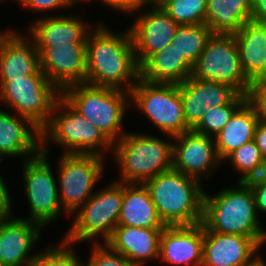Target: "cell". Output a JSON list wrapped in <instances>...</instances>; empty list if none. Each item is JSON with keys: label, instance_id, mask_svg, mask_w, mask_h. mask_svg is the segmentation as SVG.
Returning a JSON list of instances; mask_svg holds the SVG:
<instances>
[{"label": "cell", "instance_id": "obj_1", "mask_svg": "<svg viewBox=\"0 0 266 266\" xmlns=\"http://www.w3.org/2000/svg\"><path fill=\"white\" fill-rule=\"evenodd\" d=\"M97 25L86 39V83L130 92L140 67L129 28L119 33L101 21Z\"/></svg>", "mask_w": 266, "mask_h": 266}, {"label": "cell", "instance_id": "obj_2", "mask_svg": "<svg viewBox=\"0 0 266 266\" xmlns=\"http://www.w3.org/2000/svg\"><path fill=\"white\" fill-rule=\"evenodd\" d=\"M227 187L218 194L204 192L203 220L207 230L253 238L261 247L266 243V230L256 212L254 193L247 182Z\"/></svg>", "mask_w": 266, "mask_h": 266}, {"label": "cell", "instance_id": "obj_3", "mask_svg": "<svg viewBox=\"0 0 266 266\" xmlns=\"http://www.w3.org/2000/svg\"><path fill=\"white\" fill-rule=\"evenodd\" d=\"M165 225H192L203 220V184L175 169L144 183Z\"/></svg>", "mask_w": 266, "mask_h": 266}, {"label": "cell", "instance_id": "obj_4", "mask_svg": "<svg viewBox=\"0 0 266 266\" xmlns=\"http://www.w3.org/2000/svg\"><path fill=\"white\" fill-rule=\"evenodd\" d=\"M64 148V154L111 153L113 143L104 133L80 115L62 96L57 99L48 124L41 130V152L48 154V142ZM54 142V143H53Z\"/></svg>", "mask_w": 266, "mask_h": 266}, {"label": "cell", "instance_id": "obj_5", "mask_svg": "<svg viewBox=\"0 0 266 266\" xmlns=\"http://www.w3.org/2000/svg\"><path fill=\"white\" fill-rule=\"evenodd\" d=\"M112 153L122 183L144 184L173 168V142L153 134L128 131L114 143Z\"/></svg>", "mask_w": 266, "mask_h": 266}, {"label": "cell", "instance_id": "obj_6", "mask_svg": "<svg viewBox=\"0 0 266 266\" xmlns=\"http://www.w3.org/2000/svg\"><path fill=\"white\" fill-rule=\"evenodd\" d=\"M61 96L113 144L126 134L125 131L123 133L122 123L130 106V92L77 83L64 88Z\"/></svg>", "mask_w": 266, "mask_h": 266}, {"label": "cell", "instance_id": "obj_7", "mask_svg": "<svg viewBox=\"0 0 266 266\" xmlns=\"http://www.w3.org/2000/svg\"><path fill=\"white\" fill-rule=\"evenodd\" d=\"M123 192L124 183L116 180L95 191L73 215L75 219L62 239L71 245H76L82 241L98 243L99 237L103 238V243L106 242L117 226Z\"/></svg>", "mask_w": 266, "mask_h": 266}, {"label": "cell", "instance_id": "obj_8", "mask_svg": "<svg viewBox=\"0 0 266 266\" xmlns=\"http://www.w3.org/2000/svg\"><path fill=\"white\" fill-rule=\"evenodd\" d=\"M130 103L171 140L191 130L185 122L178 84L153 83L139 78L130 91Z\"/></svg>", "mask_w": 266, "mask_h": 266}, {"label": "cell", "instance_id": "obj_9", "mask_svg": "<svg viewBox=\"0 0 266 266\" xmlns=\"http://www.w3.org/2000/svg\"><path fill=\"white\" fill-rule=\"evenodd\" d=\"M60 96L61 91L46 76L0 79V102L40 130L48 124Z\"/></svg>", "mask_w": 266, "mask_h": 266}, {"label": "cell", "instance_id": "obj_10", "mask_svg": "<svg viewBox=\"0 0 266 266\" xmlns=\"http://www.w3.org/2000/svg\"><path fill=\"white\" fill-rule=\"evenodd\" d=\"M104 157L95 154H64L59 158L58 197L62 211L71 218L95 193L103 178Z\"/></svg>", "mask_w": 266, "mask_h": 266}, {"label": "cell", "instance_id": "obj_11", "mask_svg": "<svg viewBox=\"0 0 266 266\" xmlns=\"http://www.w3.org/2000/svg\"><path fill=\"white\" fill-rule=\"evenodd\" d=\"M191 76L225 83L247 96L252 83L242 69L233 34H213L193 65Z\"/></svg>", "mask_w": 266, "mask_h": 266}, {"label": "cell", "instance_id": "obj_12", "mask_svg": "<svg viewBox=\"0 0 266 266\" xmlns=\"http://www.w3.org/2000/svg\"><path fill=\"white\" fill-rule=\"evenodd\" d=\"M48 155L40 152L21 162L24 193L30 209V217L23 219L33 221L43 228L51 221L58 220L63 212L58 197L57 180L51 171Z\"/></svg>", "mask_w": 266, "mask_h": 266}, {"label": "cell", "instance_id": "obj_13", "mask_svg": "<svg viewBox=\"0 0 266 266\" xmlns=\"http://www.w3.org/2000/svg\"><path fill=\"white\" fill-rule=\"evenodd\" d=\"M36 47L41 71L60 91L73 84L86 83V43Z\"/></svg>", "mask_w": 266, "mask_h": 266}, {"label": "cell", "instance_id": "obj_14", "mask_svg": "<svg viewBox=\"0 0 266 266\" xmlns=\"http://www.w3.org/2000/svg\"><path fill=\"white\" fill-rule=\"evenodd\" d=\"M173 140V169L186 176L202 183L222 163L216 151L215 140L208 135L191 129L173 136Z\"/></svg>", "mask_w": 266, "mask_h": 266}, {"label": "cell", "instance_id": "obj_15", "mask_svg": "<svg viewBox=\"0 0 266 266\" xmlns=\"http://www.w3.org/2000/svg\"><path fill=\"white\" fill-rule=\"evenodd\" d=\"M260 248L251 237L212 232L204 227L201 266H263Z\"/></svg>", "mask_w": 266, "mask_h": 266}, {"label": "cell", "instance_id": "obj_16", "mask_svg": "<svg viewBox=\"0 0 266 266\" xmlns=\"http://www.w3.org/2000/svg\"><path fill=\"white\" fill-rule=\"evenodd\" d=\"M140 12L130 26L133 47L139 67L152 55L170 45L179 25L163 8Z\"/></svg>", "mask_w": 266, "mask_h": 266}, {"label": "cell", "instance_id": "obj_17", "mask_svg": "<svg viewBox=\"0 0 266 266\" xmlns=\"http://www.w3.org/2000/svg\"><path fill=\"white\" fill-rule=\"evenodd\" d=\"M42 229L33 221L15 218L14 214L0 216V266H31L39 253H29L39 242Z\"/></svg>", "mask_w": 266, "mask_h": 266}, {"label": "cell", "instance_id": "obj_18", "mask_svg": "<svg viewBox=\"0 0 266 266\" xmlns=\"http://www.w3.org/2000/svg\"><path fill=\"white\" fill-rule=\"evenodd\" d=\"M204 225H166L160 236L159 260L172 266H201Z\"/></svg>", "mask_w": 266, "mask_h": 266}, {"label": "cell", "instance_id": "obj_19", "mask_svg": "<svg viewBox=\"0 0 266 266\" xmlns=\"http://www.w3.org/2000/svg\"><path fill=\"white\" fill-rule=\"evenodd\" d=\"M185 122L193 129L211 107L229 104L239 93L225 83L190 76L179 83Z\"/></svg>", "mask_w": 266, "mask_h": 266}, {"label": "cell", "instance_id": "obj_20", "mask_svg": "<svg viewBox=\"0 0 266 266\" xmlns=\"http://www.w3.org/2000/svg\"><path fill=\"white\" fill-rule=\"evenodd\" d=\"M26 76H45L36 43L30 36L9 28L0 33V79Z\"/></svg>", "mask_w": 266, "mask_h": 266}, {"label": "cell", "instance_id": "obj_21", "mask_svg": "<svg viewBox=\"0 0 266 266\" xmlns=\"http://www.w3.org/2000/svg\"><path fill=\"white\" fill-rule=\"evenodd\" d=\"M41 152V130L29 119L0 108V159L32 158Z\"/></svg>", "mask_w": 266, "mask_h": 266}, {"label": "cell", "instance_id": "obj_22", "mask_svg": "<svg viewBox=\"0 0 266 266\" xmlns=\"http://www.w3.org/2000/svg\"><path fill=\"white\" fill-rule=\"evenodd\" d=\"M28 28L27 34L36 43V46H52L55 44L86 43L93 26L73 15L39 16Z\"/></svg>", "mask_w": 266, "mask_h": 266}, {"label": "cell", "instance_id": "obj_23", "mask_svg": "<svg viewBox=\"0 0 266 266\" xmlns=\"http://www.w3.org/2000/svg\"><path fill=\"white\" fill-rule=\"evenodd\" d=\"M162 231L163 229L117 225L105 243L124 255L135 266H144L147 260L159 259Z\"/></svg>", "mask_w": 266, "mask_h": 266}, {"label": "cell", "instance_id": "obj_24", "mask_svg": "<svg viewBox=\"0 0 266 266\" xmlns=\"http://www.w3.org/2000/svg\"><path fill=\"white\" fill-rule=\"evenodd\" d=\"M233 35L246 76L266 79V24L250 20Z\"/></svg>", "mask_w": 266, "mask_h": 266}, {"label": "cell", "instance_id": "obj_25", "mask_svg": "<svg viewBox=\"0 0 266 266\" xmlns=\"http://www.w3.org/2000/svg\"><path fill=\"white\" fill-rule=\"evenodd\" d=\"M117 225L144 229H163L166 225L158 216L145 184L124 183V192Z\"/></svg>", "mask_w": 266, "mask_h": 266}, {"label": "cell", "instance_id": "obj_26", "mask_svg": "<svg viewBox=\"0 0 266 266\" xmlns=\"http://www.w3.org/2000/svg\"><path fill=\"white\" fill-rule=\"evenodd\" d=\"M192 69L193 66L170 44L140 66V78L153 83L179 84L191 76Z\"/></svg>", "mask_w": 266, "mask_h": 266}, {"label": "cell", "instance_id": "obj_27", "mask_svg": "<svg viewBox=\"0 0 266 266\" xmlns=\"http://www.w3.org/2000/svg\"><path fill=\"white\" fill-rule=\"evenodd\" d=\"M259 117L247 100L214 137L217 154L222 162L241 145L253 140Z\"/></svg>", "mask_w": 266, "mask_h": 266}, {"label": "cell", "instance_id": "obj_28", "mask_svg": "<svg viewBox=\"0 0 266 266\" xmlns=\"http://www.w3.org/2000/svg\"><path fill=\"white\" fill-rule=\"evenodd\" d=\"M252 0H207L206 24L213 34H235L251 20Z\"/></svg>", "mask_w": 266, "mask_h": 266}, {"label": "cell", "instance_id": "obj_29", "mask_svg": "<svg viewBox=\"0 0 266 266\" xmlns=\"http://www.w3.org/2000/svg\"><path fill=\"white\" fill-rule=\"evenodd\" d=\"M212 35L206 23L179 25L171 44L193 66Z\"/></svg>", "mask_w": 266, "mask_h": 266}, {"label": "cell", "instance_id": "obj_30", "mask_svg": "<svg viewBox=\"0 0 266 266\" xmlns=\"http://www.w3.org/2000/svg\"><path fill=\"white\" fill-rule=\"evenodd\" d=\"M247 100V95L238 94L229 104L209 108L192 130L214 138Z\"/></svg>", "mask_w": 266, "mask_h": 266}, {"label": "cell", "instance_id": "obj_31", "mask_svg": "<svg viewBox=\"0 0 266 266\" xmlns=\"http://www.w3.org/2000/svg\"><path fill=\"white\" fill-rule=\"evenodd\" d=\"M262 159L259 148L252 140L230 153L224 161L229 160L231 166L241 174L237 181L246 182L258 176Z\"/></svg>", "mask_w": 266, "mask_h": 266}, {"label": "cell", "instance_id": "obj_32", "mask_svg": "<svg viewBox=\"0 0 266 266\" xmlns=\"http://www.w3.org/2000/svg\"><path fill=\"white\" fill-rule=\"evenodd\" d=\"M163 10L178 25L206 23L207 0H172Z\"/></svg>", "mask_w": 266, "mask_h": 266}, {"label": "cell", "instance_id": "obj_33", "mask_svg": "<svg viewBox=\"0 0 266 266\" xmlns=\"http://www.w3.org/2000/svg\"><path fill=\"white\" fill-rule=\"evenodd\" d=\"M73 245L62 239L60 245H48L41 250L31 266H86L74 251Z\"/></svg>", "mask_w": 266, "mask_h": 266}, {"label": "cell", "instance_id": "obj_34", "mask_svg": "<svg viewBox=\"0 0 266 266\" xmlns=\"http://www.w3.org/2000/svg\"><path fill=\"white\" fill-rule=\"evenodd\" d=\"M86 266H135L124 255L113 250L107 243L95 242Z\"/></svg>", "mask_w": 266, "mask_h": 266}, {"label": "cell", "instance_id": "obj_35", "mask_svg": "<svg viewBox=\"0 0 266 266\" xmlns=\"http://www.w3.org/2000/svg\"><path fill=\"white\" fill-rule=\"evenodd\" d=\"M248 101L255 107L259 119L266 121V79L252 81Z\"/></svg>", "mask_w": 266, "mask_h": 266}, {"label": "cell", "instance_id": "obj_36", "mask_svg": "<svg viewBox=\"0 0 266 266\" xmlns=\"http://www.w3.org/2000/svg\"><path fill=\"white\" fill-rule=\"evenodd\" d=\"M20 5L26 7V9H31L32 11H36L40 13H44L45 11H55L60 8L70 9L73 5L69 0H19Z\"/></svg>", "mask_w": 266, "mask_h": 266}, {"label": "cell", "instance_id": "obj_37", "mask_svg": "<svg viewBox=\"0 0 266 266\" xmlns=\"http://www.w3.org/2000/svg\"><path fill=\"white\" fill-rule=\"evenodd\" d=\"M246 182L254 193L257 215L266 213V179L252 178Z\"/></svg>", "mask_w": 266, "mask_h": 266}, {"label": "cell", "instance_id": "obj_38", "mask_svg": "<svg viewBox=\"0 0 266 266\" xmlns=\"http://www.w3.org/2000/svg\"><path fill=\"white\" fill-rule=\"evenodd\" d=\"M89 0L88 2H90ZM103 5L110 7L111 9L115 10L116 12L120 11V13L124 14H136L140 11V8L143 7V0H98ZM136 12V13H135Z\"/></svg>", "mask_w": 266, "mask_h": 266}, {"label": "cell", "instance_id": "obj_39", "mask_svg": "<svg viewBox=\"0 0 266 266\" xmlns=\"http://www.w3.org/2000/svg\"><path fill=\"white\" fill-rule=\"evenodd\" d=\"M0 162L2 160L0 159ZM4 178L0 175V216L12 215V196H10L9 188L6 186ZM11 198V199H10Z\"/></svg>", "mask_w": 266, "mask_h": 266}, {"label": "cell", "instance_id": "obj_40", "mask_svg": "<svg viewBox=\"0 0 266 266\" xmlns=\"http://www.w3.org/2000/svg\"><path fill=\"white\" fill-rule=\"evenodd\" d=\"M253 141L259 148L262 157L266 156V121L260 120L257 124Z\"/></svg>", "mask_w": 266, "mask_h": 266}, {"label": "cell", "instance_id": "obj_41", "mask_svg": "<svg viewBox=\"0 0 266 266\" xmlns=\"http://www.w3.org/2000/svg\"><path fill=\"white\" fill-rule=\"evenodd\" d=\"M251 20L266 24V0H252Z\"/></svg>", "mask_w": 266, "mask_h": 266}, {"label": "cell", "instance_id": "obj_42", "mask_svg": "<svg viewBox=\"0 0 266 266\" xmlns=\"http://www.w3.org/2000/svg\"><path fill=\"white\" fill-rule=\"evenodd\" d=\"M172 0H143V6L149 4L151 7L155 8H163L167 3L171 2Z\"/></svg>", "mask_w": 266, "mask_h": 266}, {"label": "cell", "instance_id": "obj_43", "mask_svg": "<svg viewBox=\"0 0 266 266\" xmlns=\"http://www.w3.org/2000/svg\"><path fill=\"white\" fill-rule=\"evenodd\" d=\"M254 178L266 179V156L262 159V165L258 176Z\"/></svg>", "mask_w": 266, "mask_h": 266}, {"label": "cell", "instance_id": "obj_44", "mask_svg": "<svg viewBox=\"0 0 266 266\" xmlns=\"http://www.w3.org/2000/svg\"><path fill=\"white\" fill-rule=\"evenodd\" d=\"M70 1V3L73 5V6H75V4L76 3H81V2H84V4L86 3V2H88L89 0H69Z\"/></svg>", "mask_w": 266, "mask_h": 266}]
</instances>
